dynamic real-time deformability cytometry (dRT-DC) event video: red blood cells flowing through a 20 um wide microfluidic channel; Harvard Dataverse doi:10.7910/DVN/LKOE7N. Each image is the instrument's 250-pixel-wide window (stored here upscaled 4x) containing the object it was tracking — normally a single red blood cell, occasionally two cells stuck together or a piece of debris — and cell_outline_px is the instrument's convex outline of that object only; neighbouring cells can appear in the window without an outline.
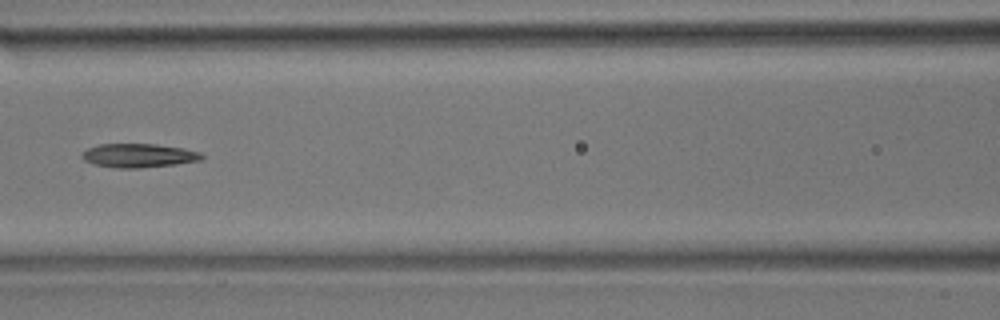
{"species": "common noctule bat (a hibernating species)", "species_latin": "Nyctalus noctula", "temperature_condition": "room temperature", "stored_images_in_passage": 38, "camera_frame_rate_fps": 3000, "um_per_image_px": 0.085, "animal": {"sex": "male", "body_mass_g": 17.9}, "frame": {"image": 1, "passage_image": 12, "time_ms": 3.667, "image_size_px": [1000, 320], "cell_outline_px": [[204, 156], [200, 160], [176, 164], [140, 168], [116, 168], [96, 164], [84, 160], [80, 156], [80, 152], [88, 148], [100, 144], [156, 144], [184, 148], [200, 152]], "centroid_in_image_um": [11.77, 13.21], "position_along_channel_um": 154.8, "area_um2": 16.65}}
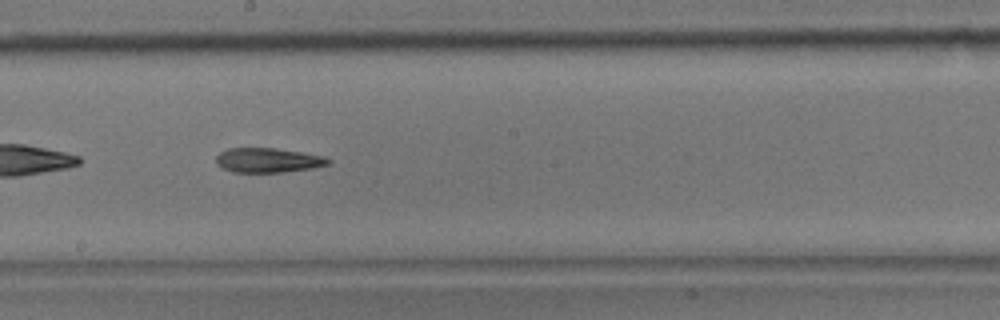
{"frame": {"image": 2, "passage_image": 17, "time_ms": 5.333, "image_size_px": [1000, 320], "cell_outline_px": [[332, 160], [328, 164], [312, 168], [280, 172], [232, 172], [216, 164], [216, 156], [220, 152], [228, 148], [276, 148], [324, 156]], "centroid_in_image_um": [22.76, 13.61], "position_along_channel_um": 225.4, "area_um2": 15.95}}